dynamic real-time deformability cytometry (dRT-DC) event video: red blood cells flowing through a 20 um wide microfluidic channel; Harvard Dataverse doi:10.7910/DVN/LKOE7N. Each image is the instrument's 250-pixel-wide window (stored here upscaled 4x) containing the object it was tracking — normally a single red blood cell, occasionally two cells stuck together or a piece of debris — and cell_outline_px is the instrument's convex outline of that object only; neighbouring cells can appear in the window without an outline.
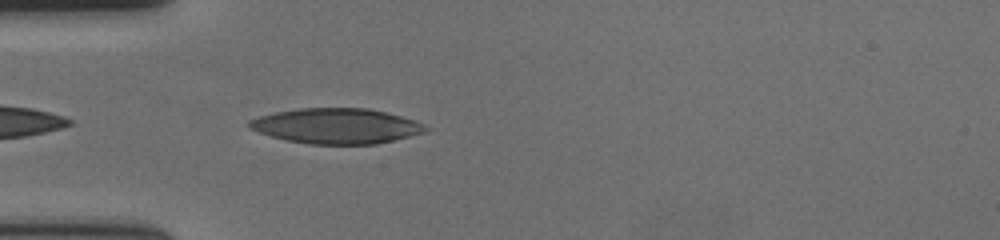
{"species": "human", "species_latin": "Homo sapiens", "temperature_condition": "cold", "stored_images_in_passage": 36, "camera_frame_rate_fps": 3000, "um_per_image_px": 0.085, "donor": {"sex": "female"}, "frame": {"image": 1, "passage_image": 2, "time_ms": 0.333, "image_size_px": [1000, 240], "cell_outline_px": [[432, 128], [424, 132], [376, 144], [308, 144], [288, 140], [256, 132], [248, 128], [244, 124], [248, 120], [256, 116], [276, 112], [300, 108], [368, 108], [400, 116], [424, 124]], "centroid_in_image_um": [28.52, 10.7], "position_along_channel_um": 56.5, "area_um2": 36.3}}
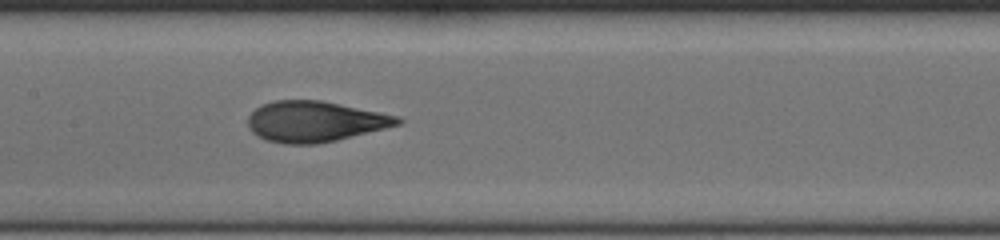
{"frame": {"image": 2, "passage_image": 13, "time_ms": 4.0, "image_size_px": [1000, 240], "cell_outline_px": [[404, 120], [400, 124], [336, 140], [316, 144], [284, 144], [264, 140], [252, 132], [248, 128], [248, 116], [260, 104], [272, 100], [320, 100], [400, 116]], "centroid_in_image_um": [26.73, 10.32], "position_along_channel_um": 180.7, "area_um2": 35.55}}
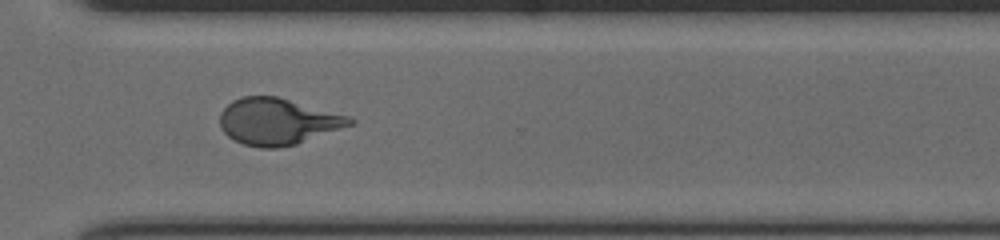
{"frame": {"image": 3, "passage_image": 27, "time_ms": 8.667, "image_size_px": [1000, 240], "cell_outline_px": [[356, 120], [352, 124], [296, 144], [280, 148], [260, 148], [244, 144], [232, 140], [220, 128], [220, 112], [232, 100], [244, 96], [276, 96], [352, 116]], "centroid_in_image_um": [23.59, 10.32], "position_along_channel_um": 347.0, "area_um2": 35.32}, "authors_computed_cell_mechanics": {"area_um2": 35.5759, "velocity_mm_per_s": 3.5693, "shape_relaxation_time_tau1_ms": 6.2636, "shape_relaxation_time_tau2_ms": 1.1602, "deformation_change_tau1": 0.2235, "deformation_change_tau2": 0.088}}